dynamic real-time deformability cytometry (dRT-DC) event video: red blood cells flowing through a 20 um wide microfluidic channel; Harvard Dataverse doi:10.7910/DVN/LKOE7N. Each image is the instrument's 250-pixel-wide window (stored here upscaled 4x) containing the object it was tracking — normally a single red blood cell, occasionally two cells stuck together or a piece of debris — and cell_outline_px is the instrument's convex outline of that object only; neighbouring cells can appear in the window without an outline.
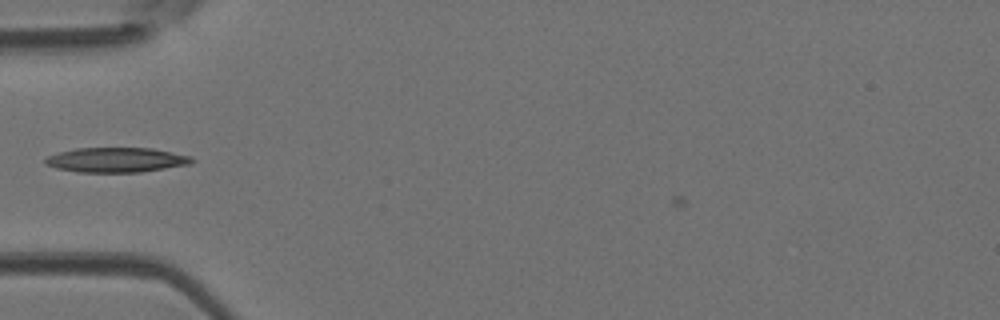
{"species": "Egyptian fruit bat (a non-hibernating species)", "species_latin": "Rousettus aegyptiacus", "temperature_condition": "room temperature", "stored_images_in_passage": 45, "camera_frame_rate_fps": 3000, "um_per_image_px": 0.085, "animal": {"sex": "female"}, "frame": {"image": 1, "passage_image": 13, "time_ms": 4.0, "image_size_px": [1000, 320], "cell_outline_px": [[196, 160], [192, 164], [140, 172], [76, 172], [56, 168], [44, 164], [44, 160], [48, 156], [60, 152], [76, 148], [152, 148], [192, 156]], "centroid_in_image_um": [9.92, 13.59], "position_along_channel_um": 75.1, "area_um2": 21.27}}
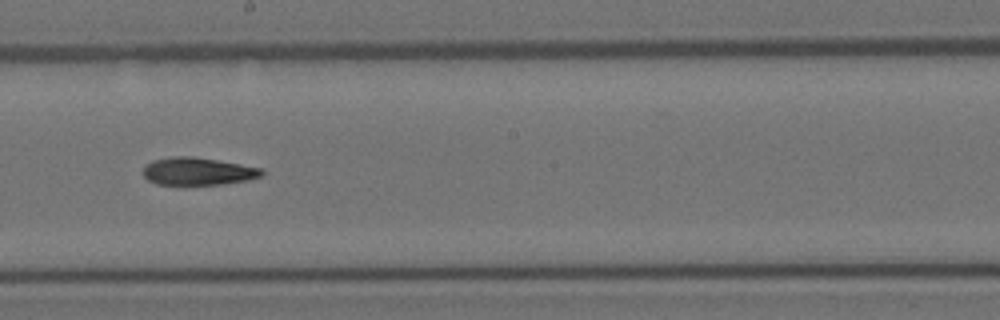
{"frame": {"image": 2, "passage_image": 24, "time_ms": 7.667, "image_size_px": [1000, 320], "cell_outline_px": [[264, 172], [260, 176], [248, 180], [220, 184], [156, 184], [148, 180], [140, 172], [152, 160], [172, 156], [192, 156], [240, 164], [260, 168]], "centroid_in_image_um": [16.77, 14.55], "position_along_channel_um": 231.4, "area_um2": 18.9}}
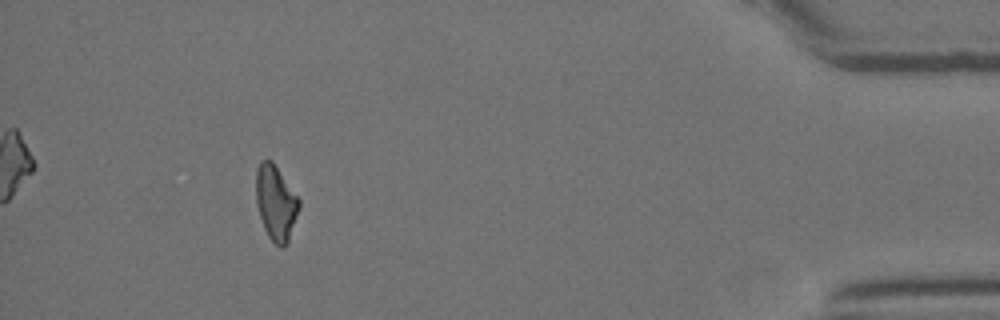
{"frame": {"image": 3, "passage_image": 41, "time_ms": 13.333, "image_size_px": [1000, 320], "cell_outline_px": [[300, 208], [288, 244], [284, 248], [280, 248], [268, 236], [264, 228], [256, 204], [256, 168], [260, 160], [272, 160], [300, 200]], "centroid_in_image_um": [23.45, 17.25], "position_along_channel_um": 411.7, "area_um2": 19.02}, "authors_computed_cell_mechanics": {"area_um2": 18.8428, "velocity_mm_per_s": 4.2295, "shape_relaxation_time_tau1_ms": 9.6547, "shape_relaxation_time_tau2_ms": null, "deformation_change_tau1": 0.246, "deformation_change_tau2": null}}